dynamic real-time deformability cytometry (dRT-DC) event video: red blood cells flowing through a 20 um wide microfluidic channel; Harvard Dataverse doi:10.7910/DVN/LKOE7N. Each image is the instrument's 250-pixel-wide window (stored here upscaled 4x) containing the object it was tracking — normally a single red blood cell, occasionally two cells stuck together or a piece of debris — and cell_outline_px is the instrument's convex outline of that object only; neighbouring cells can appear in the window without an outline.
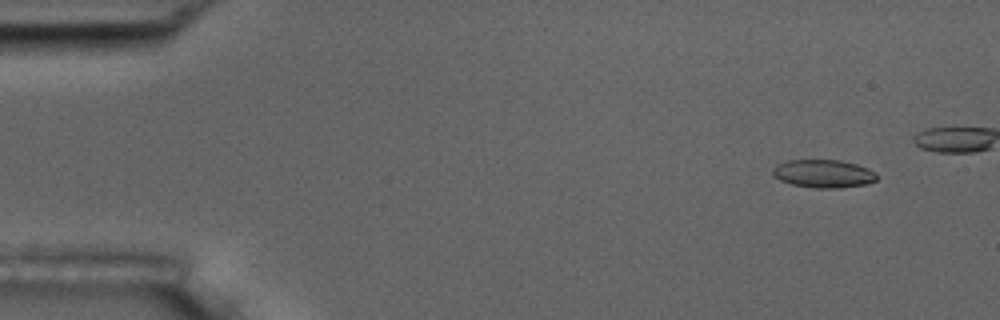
{"species": "common noctule bat (a hibernating species)", "species_latin": "Nyctalus noctula", "temperature_condition": "room temperature", "stored_images_in_passage": 8, "camera_frame_rate_fps": 3000, "um_per_image_px": 0.085, "animal": {"sex": "male", "body_mass_g": 17.5, "forearm_length_mm": 52.3}, "frame": {"image": 1, "passage_image": 2, "time_ms": 1.0, "image_size_px": [1000, 320], "cell_outline_px": [[876, 180], [868, 184], [840, 188], [816, 188], [792, 184], [780, 180], [772, 176], [772, 168], [776, 164], [788, 160], [840, 160], [856, 164], [868, 168], [876, 172]], "centroid_in_image_um": [69.98, 14.76], "position_along_channel_um": 15.0, "area_um2": 17.17}}